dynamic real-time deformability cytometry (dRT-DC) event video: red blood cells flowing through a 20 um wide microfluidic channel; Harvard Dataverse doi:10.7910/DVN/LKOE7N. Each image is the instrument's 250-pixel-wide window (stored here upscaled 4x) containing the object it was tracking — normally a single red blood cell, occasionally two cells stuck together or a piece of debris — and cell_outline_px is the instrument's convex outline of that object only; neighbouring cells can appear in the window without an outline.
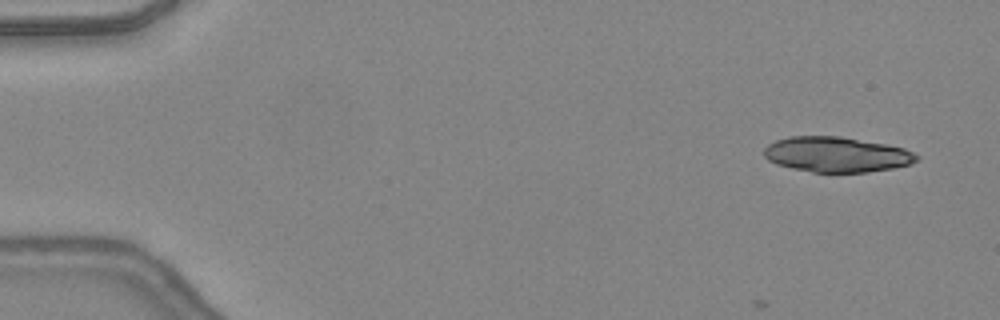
{"species": "common noctule bat (a hibernating species)", "species_latin": "Nyctalus noctula", "temperature_condition": "warm", "stored_images_in_passage": 7, "camera_frame_rate_fps": 3000, "um_per_image_px": 0.085, "animal": {"sex": "female", "body_mass_g": 24.6, "forearm_length_mm": 56.2}, "frame": {"image": 1, "passage_image": 2, "time_ms": 0.333, "image_size_px": [1000, 320], "cell_outline_px": [[920, 156], [916, 160], [908, 164], [892, 168], [868, 172], [812, 172], [792, 168], [776, 164], [768, 160], [764, 156], [764, 148], [768, 144], [776, 140], [788, 136], [840, 136], [884, 144], [904, 148]], "centroid_in_image_um": [71.06, 13.13], "position_along_channel_um": 13.9, "area_um2": 31.21}}